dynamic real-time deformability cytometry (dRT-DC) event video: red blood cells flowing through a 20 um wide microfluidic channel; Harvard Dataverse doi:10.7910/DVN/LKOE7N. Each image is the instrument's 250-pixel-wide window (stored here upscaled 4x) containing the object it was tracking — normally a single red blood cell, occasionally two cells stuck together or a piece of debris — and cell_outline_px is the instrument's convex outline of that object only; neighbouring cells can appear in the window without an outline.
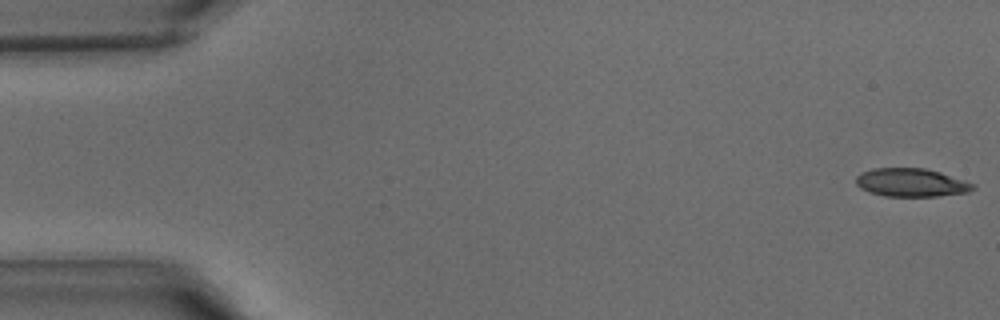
{"species": "common noctule bat (a hibernating species)", "species_latin": "Nyctalus noctula", "temperature_condition": "warm", "stored_images_in_passage": 41, "camera_frame_rate_fps": 3000, "um_per_image_px": 0.085, "animal": {"sex": "male", "body_mass_g": 15.6}, "frame": {"image": 1, "passage_image": 1, "time_ms": 0.0, "image_size_px": [1000, 320], "cell_outline_px": [[976, 188], [968, 192], [940, 196], [884, 196], [868, 192], [860, 188], [856, 184], [856, 176], [860, 172], [872, 168], [924, 168], [940, 172], [976, 184]], "centroid_in_image_um": [77.44, 15.52], "position_along_channel_um": 7.6, "area_um2": 19.48}}
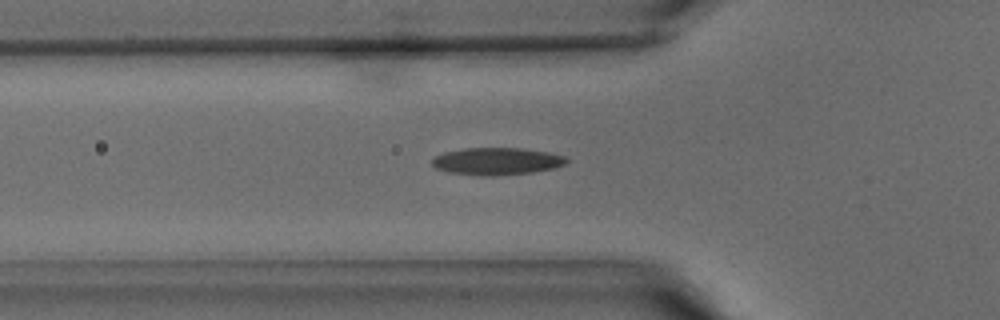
{"frame": {"image": 2, "passage_image": 14, "time_ms": 4.333, "image_size_px": [1000, 320], "cell_outline_px": [[568, 164], [556, 168], [532, 172], [452, 172], [436, 168], [432, 164], [432, 160], [436, 156], [444, 152], [464, 148], [520, 148], [548, 152], [564, 156], [568, 160]], "centroid_in_image_um": [42.31, 13.64], "position_along_channel_um": 83.5, "area_um2": 20.0}}
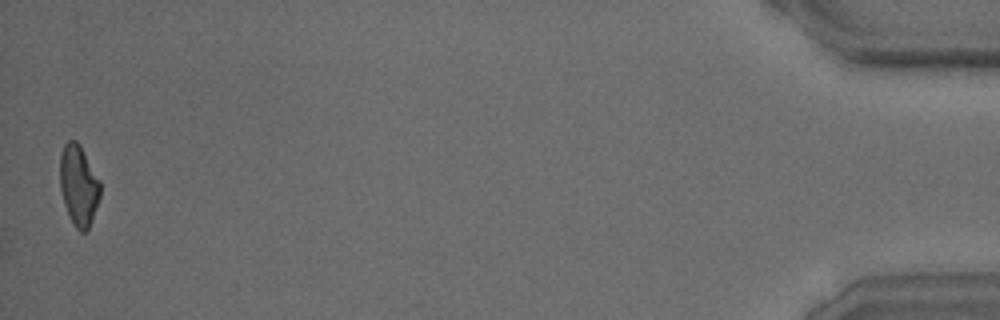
{"frame": {"image": 3, "passage_image": 41, "time_ms": 13.333, "image_size_px": [1000, 320], "cell_outline_px": [[100, 196], [88, 228], [84, 232], [80, 232], [76, 228], [64, 204], [60, 188], [60, 152], [64, 144], [68, 140], [76, 140], [80, 144], [100, 180]], "centroid_in_image_um": [6.67, 15.7], "position_along_channel_um": 428.5, "area_um2": 18.79}}